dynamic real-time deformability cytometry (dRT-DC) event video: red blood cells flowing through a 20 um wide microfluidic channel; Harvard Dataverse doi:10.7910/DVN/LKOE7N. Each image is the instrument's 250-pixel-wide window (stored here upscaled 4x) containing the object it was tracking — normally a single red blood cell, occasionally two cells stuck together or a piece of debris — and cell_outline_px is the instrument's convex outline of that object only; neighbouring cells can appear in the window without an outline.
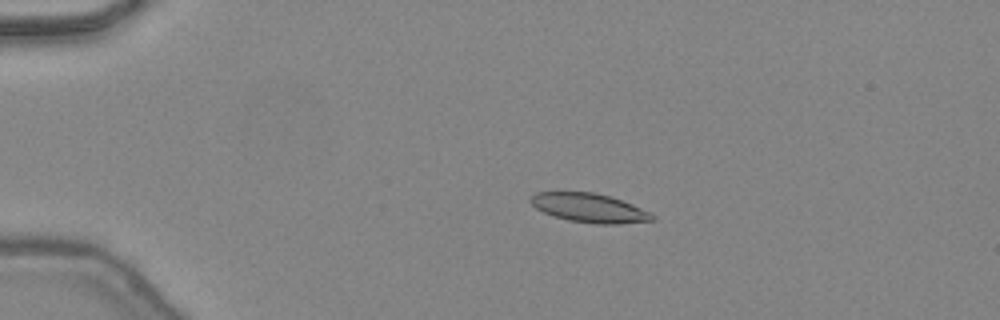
{"species": "common noctule bat (a hibernating species)", "species_latin": "Nyctalus noctula", "temperature_condition": "warm", "stored_images_in_passage": 46, "camera_frame_rate_fps": 3000, "um_per_image_px": 0.085, "animal": {"sex": "female", "body_mass_g": 24.6, "forearm_length_mm": 56.2}, "frame": {"image": 1, "passage_image": 10, "time_ms": 3.0, "image_size_px": [1000, 320], "cell_outline_px": [[656, 220], [620, 224], [596, 224], [568, 220], [544, 212], [536, 208], [528, 200], [536, 192], [596, 192], [632, 204], [656, 216]], "centroid_in_image_um": [50.1, 17.68], "position_along_channel_um": 34.9, "area_um2": 20.4}}
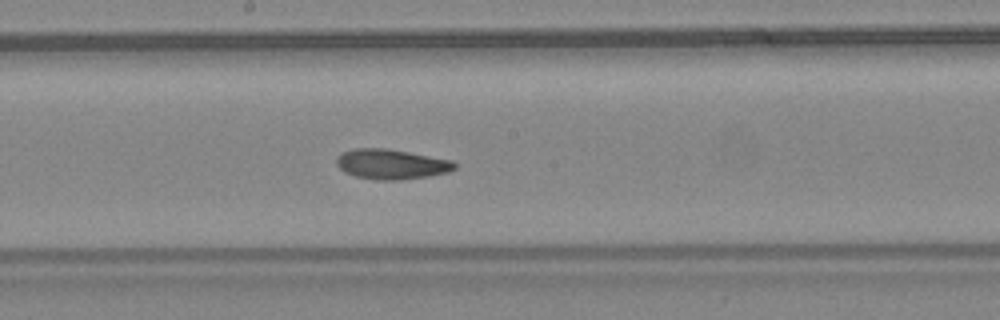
{"frame": {"image": 2, "passage_image": 26, "time_ms": 8.333, "image_size_px": [1000, 320], "cell_outline_px": [[456, 168], [448, 172], [428, 176], [400, 180], [376, 180], [356, 176], [344, 172], [336, 164], [336, 156], [340, 152], [352, 148], [384, 148], [408, 152], [452, 160], [456, 164]], "centroid_in_image_um": [33.22, 13.95], "position_along_channel_um": 215.0, "area_um2": 20.75}}
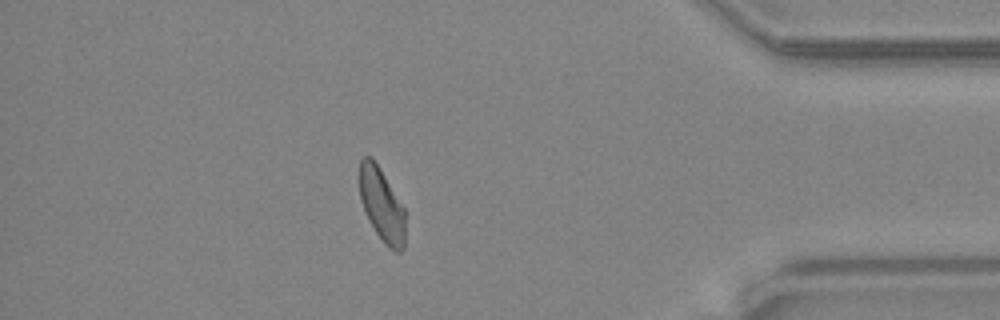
{"frame": {"image": 3, "passage_image": 41, "time_ms": 13.333, "image_size_px": [1000, 320], "cell_outline_px": [[404, 248], [400, 252], [396, 252], [384, 244], [376, 232], [360, 200], [360, 160], [364, 156], [372, 156], [380, 168], [404, 208]], "centroid_in_image_um": [32.45, 17.4], "position_along_channel_um": 402.8, "area_um2": 19.19}, "authors_computed_cell_mechanics": {"area_um2": 20.3745, "velocity_mm_per_s": 4.4605, "shape_relaxation_time_tau1_ms": 8.7701, "shape_relaxation_time_tau2_ms": 1.5537, "deformation_change_tau1": 0.2001, "deformation_change_tau2": 0.0693}}